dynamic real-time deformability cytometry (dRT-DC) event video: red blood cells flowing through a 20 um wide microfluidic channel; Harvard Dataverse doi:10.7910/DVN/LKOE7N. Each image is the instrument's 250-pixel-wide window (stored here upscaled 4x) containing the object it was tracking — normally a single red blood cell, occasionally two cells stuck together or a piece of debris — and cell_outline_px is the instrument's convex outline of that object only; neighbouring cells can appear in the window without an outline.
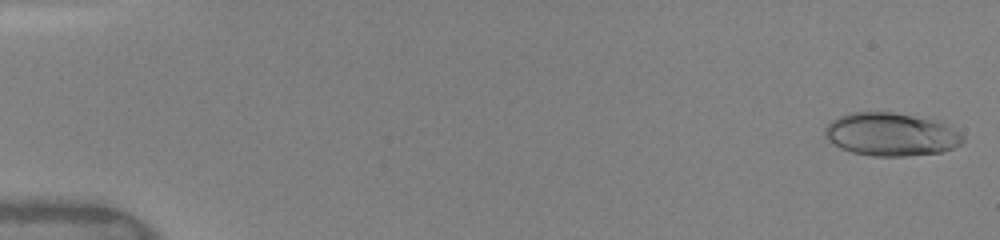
{"species": "human", "species_latin": "Homo sapiens", "temperature_condition": "warm", "stored_images_in_passage": 49, "camera_frame_rate_fps": 3000, "um_per_image_px": 0.085, "donor": {"sex": "female"}, "frame": {"image": 1, "passage_image": 1, "time_ms": 0.0, "image_size_px": [1000, 240], "cell_outline_px": [[964, 140], [960, 144], [952, 148], [940, 152], [908, 156], [872, 156], [852, 152], [840, 148], [828, 140], [824, 136], [824, 128], [832, 120], [848, 112], [896, 112], [944, 120], [960, 132], [964, 136]], "centroid_in_image_um": [75.78, 11.4], "position_along_channel_um": 9.2, "area_um2": 35.37}}
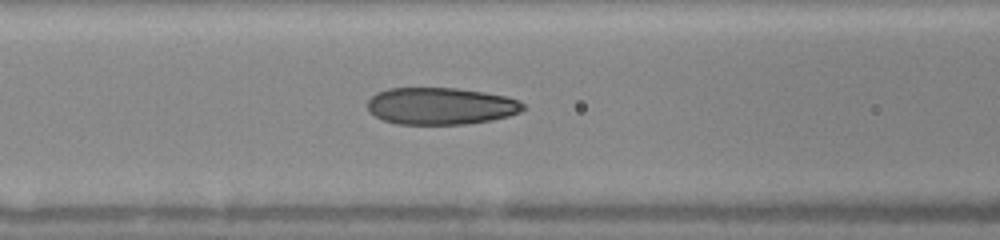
{"frame": {"image": 2, "passage_image": 21, "time_ms": 6.667, "image_size_px": [1000, 240], "cell_outline_px": [[528, 108], [520, 112], [508, 116], [492, 120], [468, 124], [396, 124], [384, 120], [368, 112], [368, 100], [376, 92], [388, 88], [456, 88], [484, 92], [508, 96], [520, 100]], "centroid_in_image_um": [37.5, 9.01], "position_along_channel_um": 129.1, "area_um2": 33.93}}
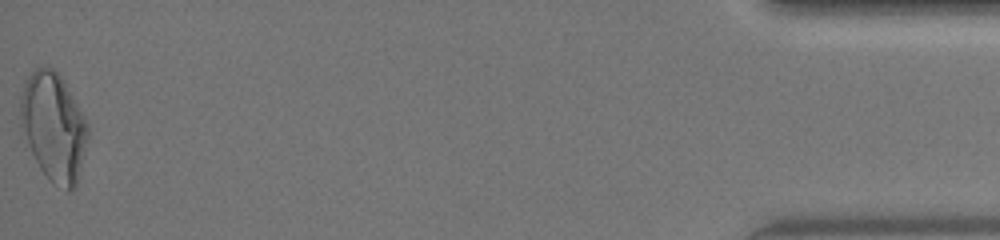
{"frame": {"image": 3, "passage_image": 49, "time_ms": 16.0, "image_size_px": [1000, 240], "cell_outline_px": [[88, 136], [76, 188], [68, 192], [48, 180], [40, 168], [20, 128], [20, 96], [24, 84], [28, 76], [36, 68], [52, 68], [60, 76], [84, 116], [88, 124]], "centroid_in_image_um": [4.55, 10.82], "position_along_channel_um": 430.7, "area_um2": 42.14}, "authors_computed_cell_mechanics": {"area_um2": 33.7552, "velocity_mm_per_s": 4.1409, "shape_relaxation_time_tau1_ms": 5.0426, "shape_relaxation_time_tau2_ms": 0.9763, "deformation_change_tau1": 0.1892, "deformation_change_tau2": 0.0772}}